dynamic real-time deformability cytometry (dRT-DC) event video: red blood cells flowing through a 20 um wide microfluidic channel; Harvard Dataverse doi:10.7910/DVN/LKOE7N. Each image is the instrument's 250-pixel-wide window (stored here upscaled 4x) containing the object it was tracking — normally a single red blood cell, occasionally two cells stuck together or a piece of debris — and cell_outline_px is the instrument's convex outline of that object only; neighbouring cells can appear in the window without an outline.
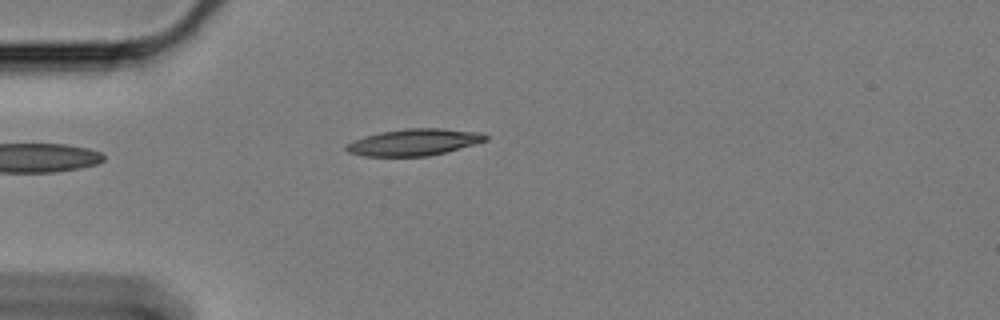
{"species": "Egyptian fruit bat (a non-hibernating species)", "species_latin": "Rousettus aegyptiacus", "temperature_condition": "cold", "stored_images_in_passage": 42, "camera_frame_rate_fps": 3000, "um_per_image_px": 0.085, "animal": {"sex": "female"}, "frame": {"image": 1, "passage_image": 1, "time_ms": 0.0, "image_size_px": [1000, 320], "cell_outline_px": [[488, 140], [476, 144], [448, 152], [428, 156], [364, 156], [348, 152], [344, 148], [352, 140], [364, 136], [380, 132], [404, 128], [440, 128], [480, 132], [488, 136]], "centroid_in_image_um": [35.21, 12.08], "position_along_channel_um": 49.8, "area_um2": 21.85}}
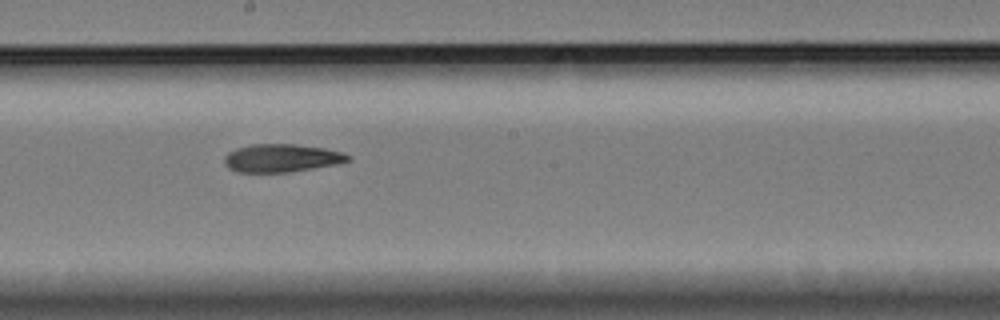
{"frame": {"image": 2, "passage_image": 18, "time_ms": 5.667, "image_size_px": [1000, 320], "cell_outline_px": [[352, 160], [340, 164], [288, 172], [236, 172], [228, 168], [224, 164], [224, 156], [228, 152], [236, 148], [252, 144], [296, 144], [324, 148], [344, 152], [352, 156]], "centroid_in_image_um": [23.97, 13.43], "position_along_channel_um": 224.2, "area_um2": 20.52}}
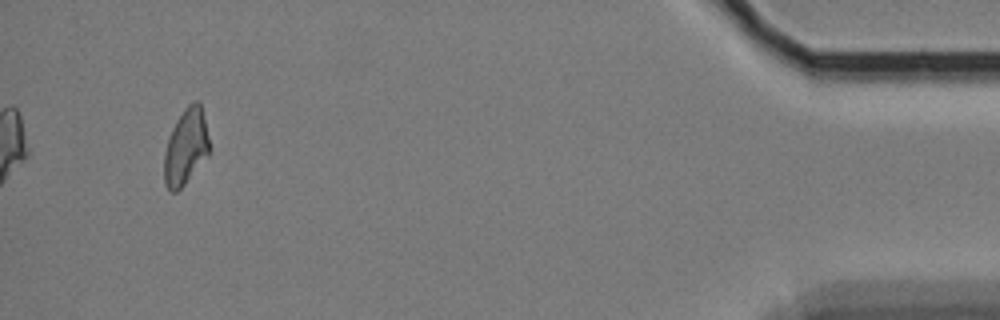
{"frame": {"image": 3, "passage_image": 42, "time_ms": 13.667, "image_size_px": [1000, 320], "cell_outline_px": [[212, 148], [208, 156], [184, 184], [176, 192], [168, 192], [164, 184], [164, 152], [172, 128], [176, 120], [184, 108], [192, 100], [200, 100]], "centroid_in_image_um": [15.82, 12.46], "position_along_channel_um": 419.4, "area_um2": 20.46}, "authors_computed_cell_mechanics": {"area_um2": 20.519, "velocity_mm_per_s": 3.3087, "shape_relaxation_time_tau1_ms": null, "shape_relaxation_time_tau2_ms": 2.5813, "deformation_change_tau1": null, "deformation_change_tau2": 0.0996}}